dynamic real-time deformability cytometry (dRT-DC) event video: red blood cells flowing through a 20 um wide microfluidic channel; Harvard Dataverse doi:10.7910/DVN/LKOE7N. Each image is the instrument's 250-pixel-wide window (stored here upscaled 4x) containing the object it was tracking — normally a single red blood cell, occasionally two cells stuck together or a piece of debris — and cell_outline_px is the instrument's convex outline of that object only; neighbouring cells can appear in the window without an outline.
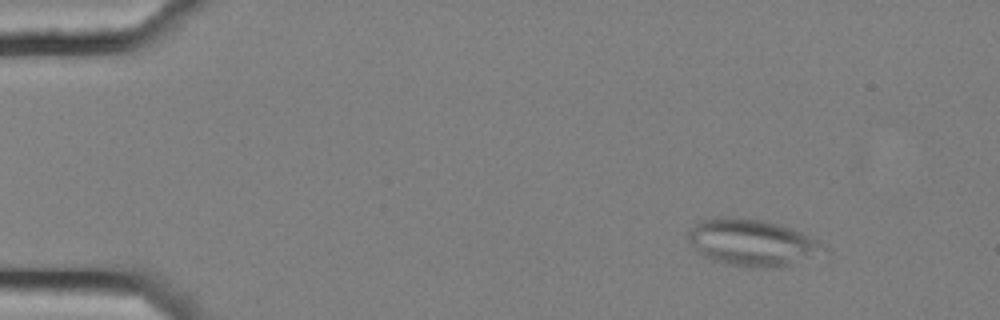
{"species": "common noctule bat (a hibernating species)", "species_latin": "Nyctalus noctula", "temperature_condition": "cold", "stored_images_in_passage": 4, "camera_frame_rate_fps": 3000, "um_per_image_px": 0.085, "animal": {"sex": "female", "body_mass_g": 25.1}, "frame": {"image": 1, "passage_image": 2, "time_ms": 0.333, "image_size_px": [1000, 320], "cell_outline_px": [[828, 252], [776, 268], [748, 268], [728, 264], [712, 260], [704, 256], [684, 236], [700, 220], [716, 216], [728, 216], [760, 220], [776, 224], [800, 232], [816, 240], [828, 248]], "centroid_in_image_um": [63.9, 20.62], "position_along_channel_um": 21.1, "area_um2": 36.76}}